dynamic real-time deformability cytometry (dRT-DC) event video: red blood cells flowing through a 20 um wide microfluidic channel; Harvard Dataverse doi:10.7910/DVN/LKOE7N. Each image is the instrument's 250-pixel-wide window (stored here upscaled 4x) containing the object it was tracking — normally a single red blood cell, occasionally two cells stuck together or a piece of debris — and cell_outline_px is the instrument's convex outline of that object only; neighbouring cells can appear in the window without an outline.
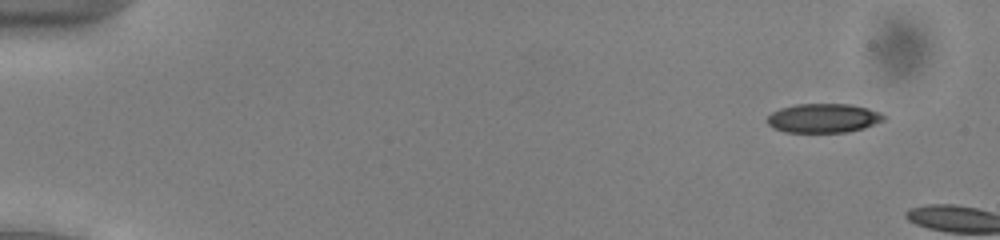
{"species": "common noctule bat (a hibernating species)", "species_latin": "Nyctalus noctula", "temperature_condition": "cold", "stored_images_in_passage": 12, "camera_frame_rate_fps": 3000, "um_per_image_px": 0.085, "animal": {"sex": "male", "body_mass_g": 13.0, "forearm_length_mm": 53.1}, "frame": {"image": 1, "passage_image": 1, "time_ms": 0.0, "image_size_px": [1000, 240], "cell_outline_px": [[888, 116], [884, 120], [864, 128], [848, 132], [784, 132], [772, 128], [768, 124], [768, 116], [772, 112], [780, 108], [796, 104], [848, 104], [868, 108], [880, 112]], "centroid_in_image_um": [70.0, 10.04], "position_along_channel_um": 15.0, "area_um2": 19.88}}